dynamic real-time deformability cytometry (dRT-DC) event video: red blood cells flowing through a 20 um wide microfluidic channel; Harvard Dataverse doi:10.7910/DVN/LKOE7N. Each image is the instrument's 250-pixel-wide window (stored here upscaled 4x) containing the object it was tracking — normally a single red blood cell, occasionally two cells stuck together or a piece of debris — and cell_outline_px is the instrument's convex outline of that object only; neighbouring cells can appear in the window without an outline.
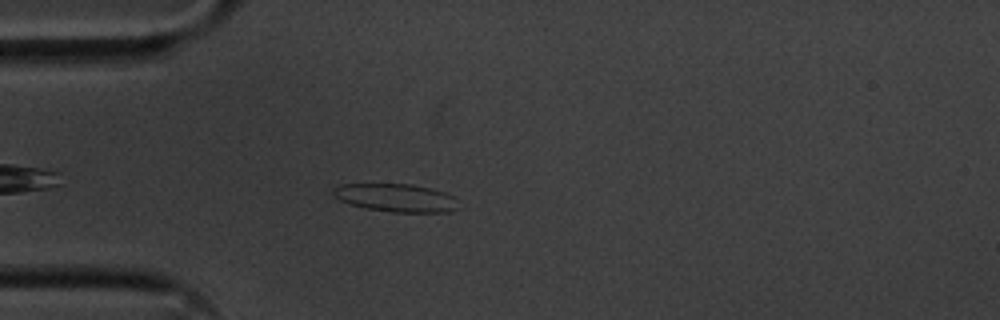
{"species": "common noctule bat (a hibernating species)", "species_latin": "Nyctalus noctula", "temperature_condition": "cold", "stored_images_in_passage": 42, "camera_frame_rate_fps": 3000, "um_per_image_px": 0.085, "animal": {"sex": "male", "body_mass_g": 20.1, "forearm_length_mm": 53.5}, "frame": {"image": 1, "passage_image": 5, "time_ms": 1.333, "image_size_px": [1000, 320], "cell_outline_px": [[456, 208], [452, 212], [392, 212], [368, 208], [348, 204], [332, 196], [332, 188], [340, 184], [412, 184], [432, 188], [456, 196]], "centroid_in_image_um": [33.64, 16.8], "position_along_channel_um": 51.4, "area_um2": 20.63}}
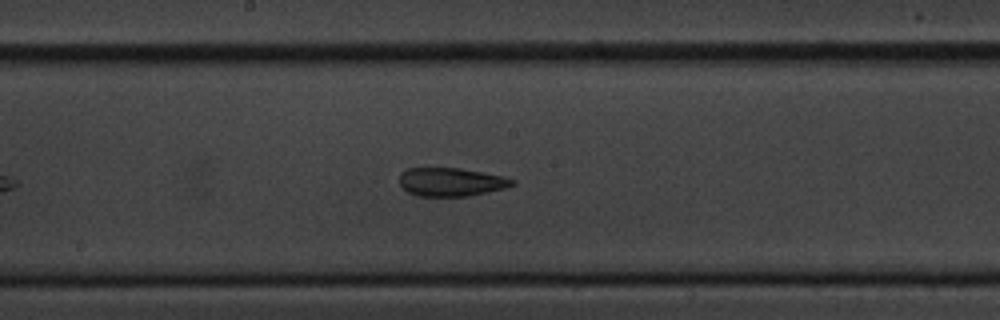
{"frame": {"image": 2, "passage_image": 19, "time_ms": 6.0, "image_size_px": [1000, 320], "cell_outline_px": [[516, 184], [504, 188], [488, 192], [468, 196], [416, 196], [408, 192], [400, 184], [400, 172], [408, 168], [460, 168], [500, 176], [516, 180]], "centroid_in_image_um": [38.32, 15.47], "position_along_channel_um": 209.9, "area_um2": 18.61}}
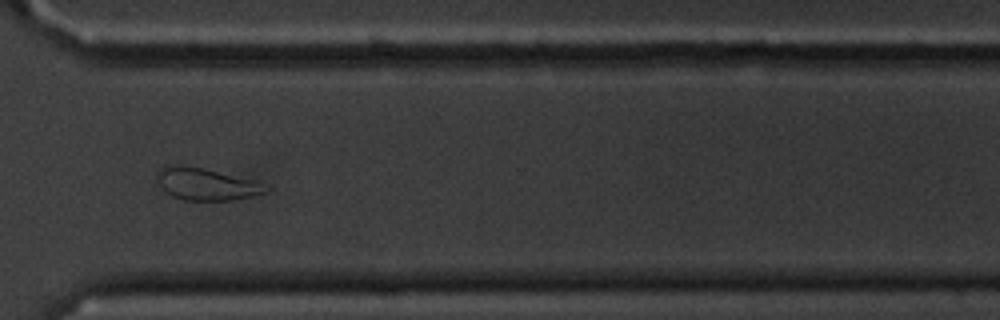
{"frame": {"image": 3, "passage_image": 31, "time_ms": 10.0, "image_size_px": [1000, 320], "cell_outline_px": [[272, 188], [268, 192], [232, 200], [184, 200], [172, 196], [156, 180], [156, 172], [164, 164], [180, 164], [200, 168], [252, 180]], "centroid_in_image_um": [17.48, 15.64], "position_along_channel_um": 353.1, "area_um2": 20.11}, "authors_computed_cell_mechanics": {"area_um2": 19.074, "velocity_mm_per_s": 3.5829, "shape_relaxation_time_tau1_ms": 11.1181, "shape_relaxation_time_tau2_ms": 3.9989, "deformation_change_tau1": 0.2017, "deformation_change_tau2": 0.11}}